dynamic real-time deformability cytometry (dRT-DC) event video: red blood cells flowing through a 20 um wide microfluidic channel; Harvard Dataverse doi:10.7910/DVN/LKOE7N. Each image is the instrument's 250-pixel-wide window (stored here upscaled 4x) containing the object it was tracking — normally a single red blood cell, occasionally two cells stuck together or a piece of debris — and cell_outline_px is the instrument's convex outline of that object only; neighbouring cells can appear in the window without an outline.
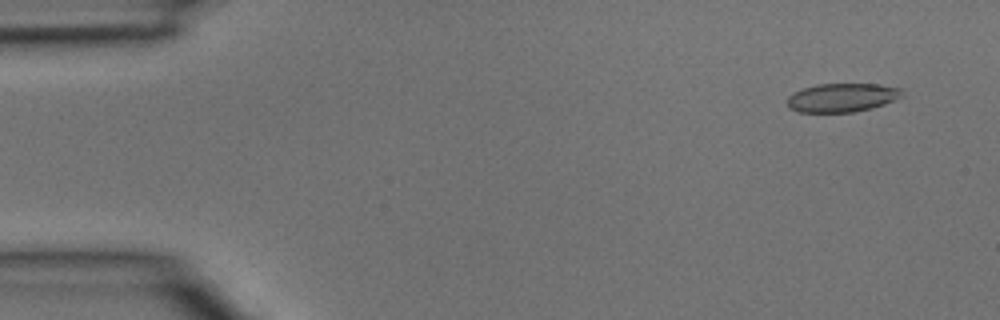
{"species": "common noctule bat (a hibernating species)", "species_latin": "Nyctalus noctula", "temperature_condition": "room temperature", "stored_images_in_passage": 4, "camera_frame_rate_fps": 3000, "um_per_image_px": 0.085, "animal": {"sex": "male", "body_mass_g": 15.6}, "frame": {"image": 1, "passage_image": 1, "time_ms": 0.0, "image_size_px": [1000, 320], "cell_outline_px": [[904, 96], [884, 104], [872, 108], [852, 112], [800, 112], [788, 108], [788, 96], [792, 92], [816, 84], [880, 84], [900, 88]], "centroid_in_image_um": [71.57, 8.29], "position_along_channel_um": 13.4, "area_um2": 19.25}}
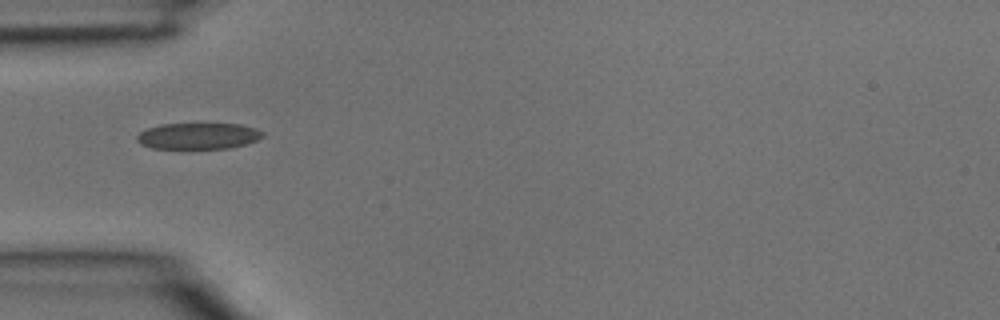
{"frame": {"image": 2, "passage_image": 4, "time_ms": 1.0, "image_size_px": [1000, 320], "cell_outline_px": [[264, 136], [256, 140], [232, 148], [152, 148], [140, 144], [136, 140], [136, 136], [140, 132], [148, 128], [160, 124], [240, 124], [256, 128], [264, 132]], "centroid_in_image_um": [16.85, 11.55], "position_along_channel_um": 68.2, "area_um2": 19.19}}